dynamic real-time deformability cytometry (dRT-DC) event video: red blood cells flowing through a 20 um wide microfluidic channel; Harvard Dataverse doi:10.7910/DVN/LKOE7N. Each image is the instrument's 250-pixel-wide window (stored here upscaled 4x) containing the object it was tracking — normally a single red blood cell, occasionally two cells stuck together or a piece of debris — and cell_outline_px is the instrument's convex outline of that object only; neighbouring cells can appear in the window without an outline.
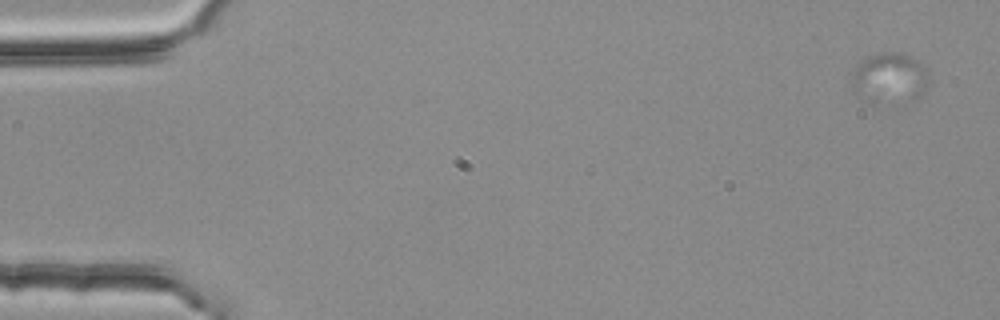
{"species": "common noctule bat (a hibernating species)", "species_latin": "Nyctalus noctula", "temperature_condition": "room temperature", "stored_images_in_passage": 6, "camera_frame_rate_fps": 3000, "um_per_image_px": 0.085, "animal": {"sex": "female", "body_mass_g": 25.1}, "frame": {"image": 1, "passage_image": 1, "time_ms": 0.0, "image_size_px": [1000, 320], "cell_outline_px": [[928, 80], [924, 92], [916, 100], [876, 104], [872, 104], [856, 96], [848, 80], [848, 76], [868, 56], [884, 52], [900, 52], [916, 60], [928, 68]], "centroid_in_image_um": [75.57, 6.68], "position_along_channel_um": 9.4, "area_um2": 23.35}}
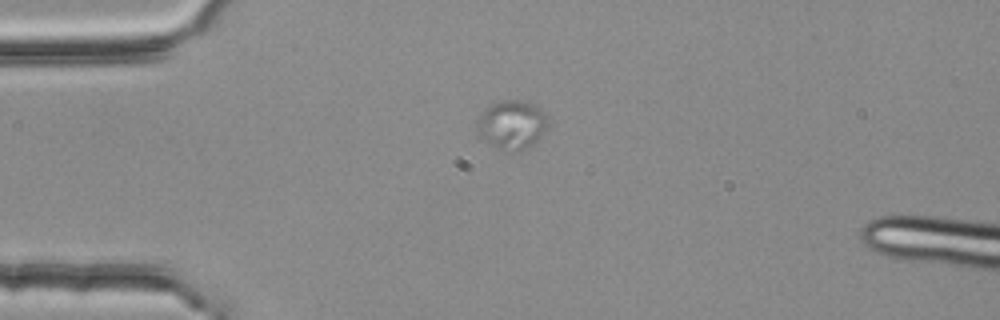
{"frame": {"image": 2, "passage_image": 4, "time_ms": 1.0, "image_size_px": [1000, 320], "cell_outline_px": [[548, 124], [540, 140], [516, 152], [508, 152], [496, 148], [484, 140], [480, 136], [476, 128], [476, 120], [484, 108], [500, 100], [528, 100], [536, 104], [548, 116]], "centroid_in_image_um": [43.52, 10.58], "position_along_channel_um": 41.5, "area_um2": 20.75}}